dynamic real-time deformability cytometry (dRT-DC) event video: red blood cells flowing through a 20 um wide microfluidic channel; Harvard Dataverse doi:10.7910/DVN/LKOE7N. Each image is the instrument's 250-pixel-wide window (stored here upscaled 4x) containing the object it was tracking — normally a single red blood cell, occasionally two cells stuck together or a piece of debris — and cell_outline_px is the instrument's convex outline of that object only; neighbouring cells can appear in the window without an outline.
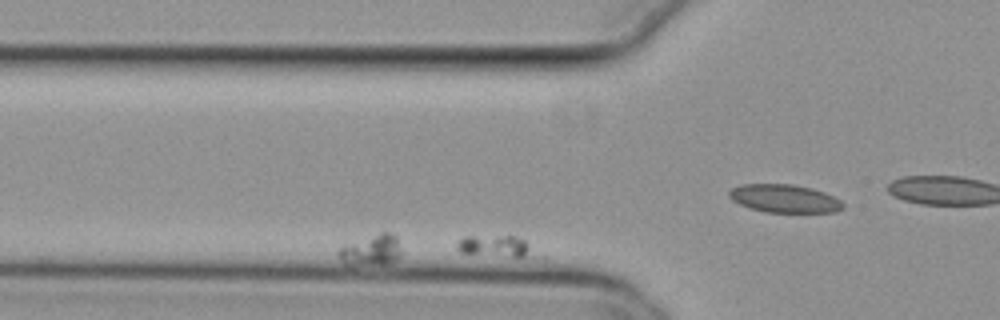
{"species": "common noctule bat (a hibernating species)", "species_latin": "Nyctalus noctula", "temperature_condition": "cold", "stored_images_in_passage": 29, "camera_frame_rate_fps": 3000, "um_per_image_px": 0.085, "animal": {"sex": "female", "body_mass_g": 29.2, "forearm_length_mm": 56.3}, "frame": {"image": 1, "passage_image": 2, "time_ms": 0.333, "image_size_px": [1000, 320], "cell_outline_px": [[544, 260], [460, 252], [456, 248], [456, 244], [464, 236], [516, 236], [524, 240], [544, 256]], "centroid_in_image_um": [42.38, 20.98], "position_along_channel_um": 83.4, "area_um2": 10.46}}
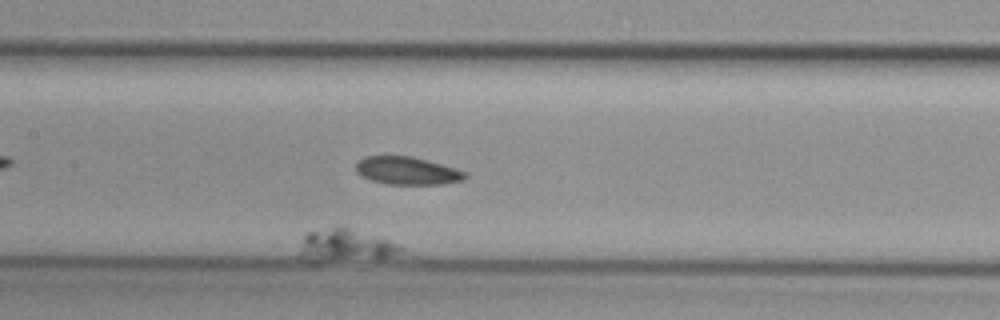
{"frame": {"image": 2, "passage_image": 17, "time_ms": 5.333, "image_size_px": [1000, 320], "cell_outline_px": [[416, 256], [376, 260], [316, 260], [296, 256], [296, 252], [304, 236], [308, 232], [336, 224], [344, 224], [400, 244], [416, 252]], "centroid_in_image_um": [29.67, 20.86], "position_along_channel_um": 177.7, "area_um2": 21.27}}
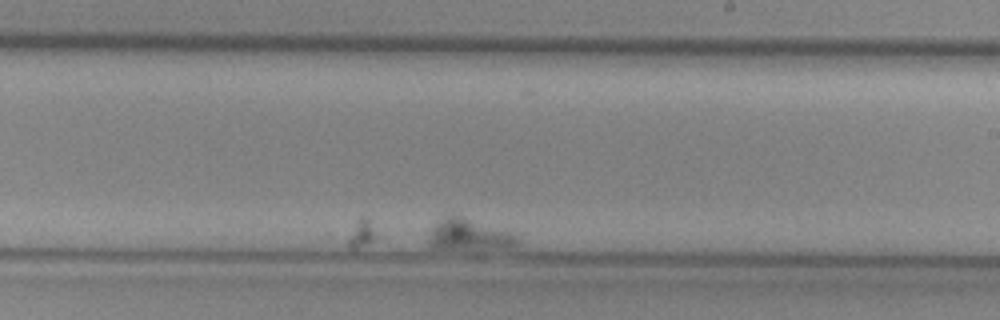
{"frame": {"image": 3, "passage_image": 29, "time_ms": 9.333, "image_size_px": [1000, 320], "cell_outline_px": [[520, 244], [512, 248], [432, 248], [428, 244], [428, 232], [444, 216], [460, 216], [512, 232], [520, 236]], "centroid_in_image_um": [39.92, 19.97], "position_along_channel_um": 249.1, "area_um2": 16.13}}